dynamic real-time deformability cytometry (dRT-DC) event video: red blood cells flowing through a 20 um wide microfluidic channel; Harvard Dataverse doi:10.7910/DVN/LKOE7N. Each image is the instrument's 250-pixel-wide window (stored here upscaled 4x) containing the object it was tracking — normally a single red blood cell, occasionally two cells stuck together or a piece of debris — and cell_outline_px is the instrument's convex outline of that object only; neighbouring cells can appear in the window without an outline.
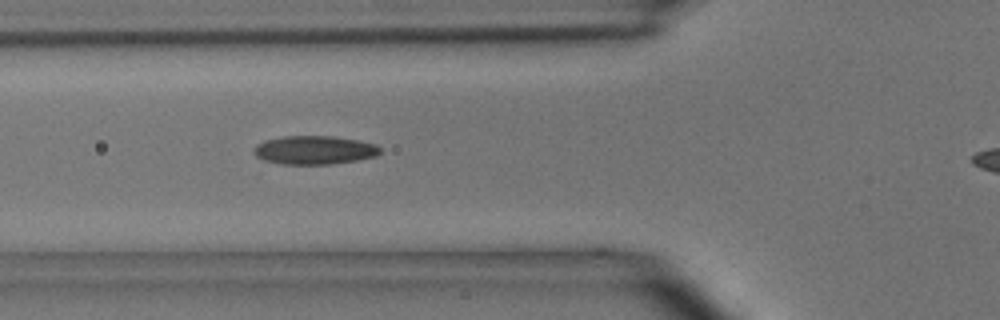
{"species": "common noctule bat (a hibernating species)", "species_latin": "Nyctalus noctula", "temperature_condition": "room temperature", "stored_images_in_passage": 5, "segment_of_instrument_passage": [1, 2], "camera_frame_rate_fps": 3000, "um_per_image_px": 0.085, "animal": {"sex": "male", "body_mass_g": 15.6}, "frame": {"image": 1, "passage_image": 4, "time_ms": 3.333, "image_size_px": [1000, 320], "cell_outline_px": [[380, 152], [376, 156], [356, 160], [332, 164], [280, 164], [264, 160], [256, 156], [252, 152], [256, 144], [264, 140], [284, 136], [336, 136], [360, 140], [376, 144], [380, 148]], "centroid_in_image_um": [26.71, 12.75], "position_along_channel_um": 99.1, "area_um2": 21.21}}